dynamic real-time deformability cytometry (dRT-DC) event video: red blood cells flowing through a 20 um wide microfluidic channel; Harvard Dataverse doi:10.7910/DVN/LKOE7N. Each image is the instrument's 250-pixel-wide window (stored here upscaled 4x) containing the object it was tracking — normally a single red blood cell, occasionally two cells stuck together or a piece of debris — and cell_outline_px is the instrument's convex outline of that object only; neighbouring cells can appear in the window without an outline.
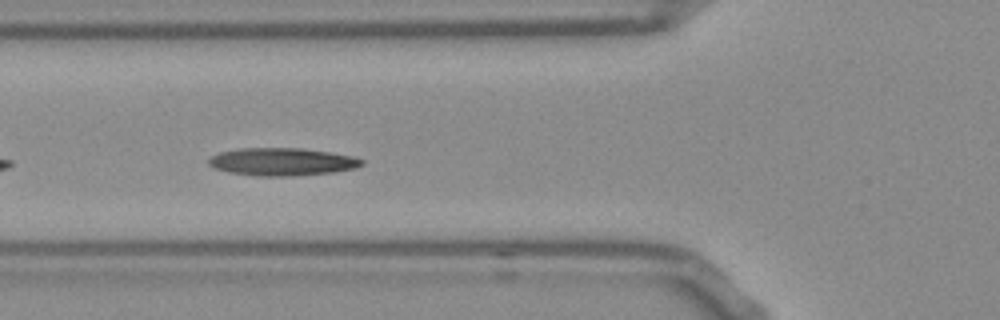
{"species": "Egyptian fruit bat (a non-hibernating species)", "species_latin": "Rousettus aegyptiacus", "temperature_condition": "room temperature", "stored_images_in_passage": 34, "camera_frame_rate_fps": 3000, "um_per_image_px": 0.085, "frame": {"image": 1, "passage_image": 6, "time_ms": 1.667, "image_size_px": [1000, 320], "cell_outline_px": [[364, 164], [356, 168], [332, 172], [288, 176], [260, 176], [228, 172], [212, 168], [208, 164], [208, 160], [212, 156], [220, 152], [240, 148], [300, 148], [328, 152], [352, 156], [364, 160]], "centroid_in_image_um": [23.95, 13.75], "position_along_channel_um": 101.8, "area_um2": 24.62}}
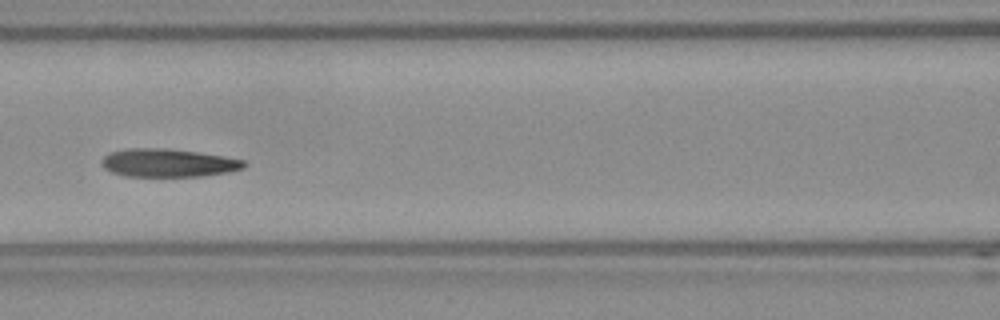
{"frame": {"image": 2, "passage_image": 10, "time_ms": 3.0, "image_size_px": [1000, 320], "cell_outline_px": [[248, 164], [244, 168], [228, 172], [200, 176], [124, 176], [112, 172], [104, 168], [100, 164], [100, 160], [108, 152], [128, 148], [164, 148], [200, 152], [224, 156], [244, 160]], "centroid_in_image_um": [14.27, 13.83], "position_along_channel_um": 152.3, "area_um2": 23.58}, "authors_computed_cell_mechanics": {"area_um2": 23.5535, "velocity_mm_per_s": 3.7413, "shape_relaxation_time_tau1_ms": 5.0267, "shape_relaxation_time_tau2_ms": 6.3016, "deformation_change_tau1": 0.1691, "deformation_change_tau2": 0.1366}}